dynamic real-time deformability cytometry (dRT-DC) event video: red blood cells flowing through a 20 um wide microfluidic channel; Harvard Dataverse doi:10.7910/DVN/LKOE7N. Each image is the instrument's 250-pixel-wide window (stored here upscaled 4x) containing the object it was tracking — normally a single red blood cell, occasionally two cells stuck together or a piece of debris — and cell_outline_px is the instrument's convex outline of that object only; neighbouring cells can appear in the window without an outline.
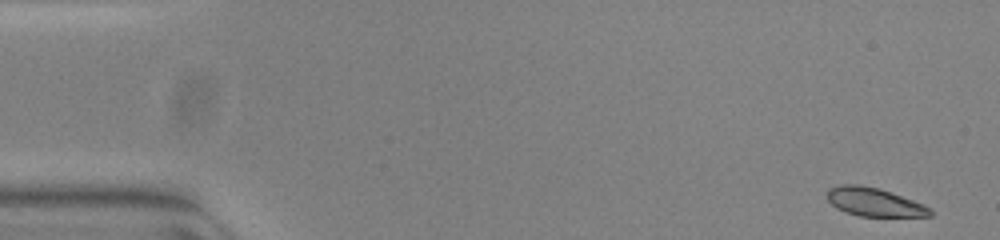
{"species": "common noctule bat (a hibernating species)", "species_latin": "Nyctalus noctula", "temperature_condition": "warm", "stored_images_in_passage": 52, "camera_frame_rate_fps": 3000, "um_per_image_px": 0.085, "animal": {"sex": "female", "body_mass_g": 23.0, "forearm_length_mm": 53.4}, "frame": {"image": 1, "passage_image": 1, "time_ms": 0.0, "image_size_px": [1000, 240], "cell_outline_px": [[932, 216], [860, 216], [836, 208], [828, 200], [828, 188], [840, 184], [860, 184], [880, 188], [924, 204], [932, 208]], "centroid_in_image_um": [74.33, 17.16], "position_along_channel_um": 10.7, "area_um2": 17.11}}
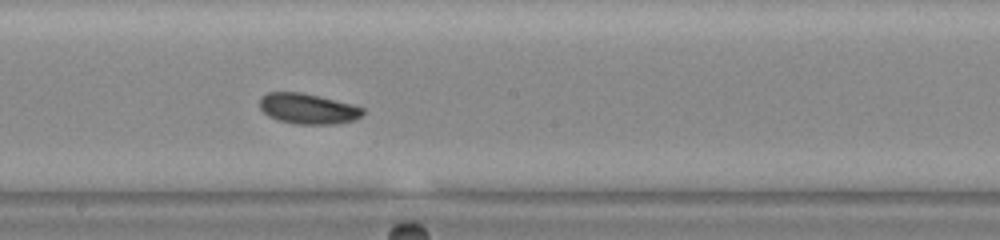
{"frame": {"image": 2, "passage_image": 28, "time_ms": 9.0, "image_size_px": [1000, 240], "cell_outline_px": [[364, 112], [356, 120], [336, 124], [296, 124], [276, 120], [268, 116], [260, 108], [260, 100], [268, 92], [300, 92], [352, 104], [364, 108]], "centroid_in_image_um": [26.18, 9.25], "position_along_channel_um": 222.0, "area_um2": 18.26}}
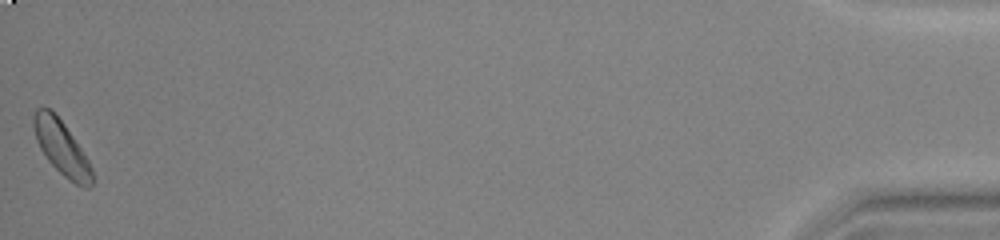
{"frame": {"image": 3, "passage_image": 52, "time_ms": 17.0, "image_size_px": [1000, 240], "cell_outline_px": [[92, 184], [88, 188], [84, 188], [76, 184], [64, 176], [48, 160], [40, 148], [36, 140], [32, 124], [32, 116], [36, 108], [48, 108], [64, 124], [88, 160], [92, 168]], "centroid_in_image_um": [5.2, 12.56], "position_along_channel_um": 430.0, "area_um2": 18.09}, "authors_computed_cell_mechanics": {"area_um2": 18.0625, "velocity_mm_per_s": 3.8421, "shape_relaxation_time_tau1_ms": 2.3802, "shape_relaxation_time_tau2_ms": null, "deformation_change_tau1": 0.0626, "deformation_change_tau2": null}}